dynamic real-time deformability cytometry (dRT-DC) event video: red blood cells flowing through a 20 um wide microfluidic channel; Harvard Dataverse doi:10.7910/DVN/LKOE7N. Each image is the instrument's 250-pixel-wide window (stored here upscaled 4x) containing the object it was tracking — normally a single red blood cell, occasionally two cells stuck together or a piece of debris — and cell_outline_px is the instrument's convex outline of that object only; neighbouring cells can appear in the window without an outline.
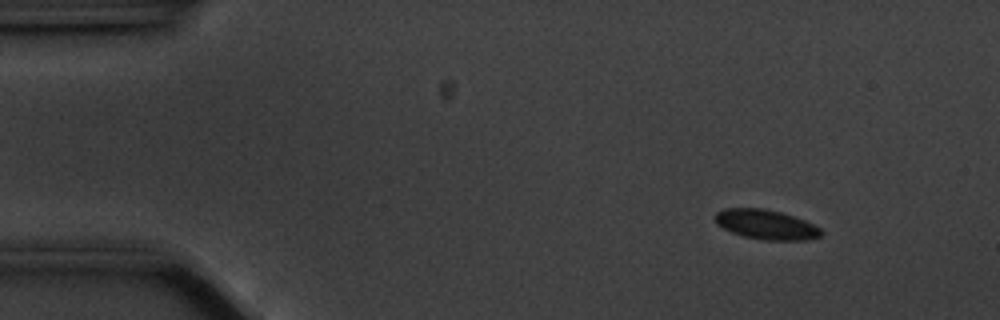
{"species": "common noctule bat (a hibernating species)", "species_latin": "Nyctalus noctula", "temperature_condition": "cold", "stored_images_in_passage": 56, "camera_frame_rate_fps": 3000, "um_per_image_px": 0.085, "animal": {"sex": "male", "body_mass_g": 20.1, "forearm_length_mm": 53.5}, "frame": {"image": 1, "passage_image": 6, "time_ms": 1.667, "image_size_px": [1000, 320], "cell_outline_px": [[824, 232], [820, 236], [804, 240], [764, 240], [744, 236], [732, 232], [716, 224], [716, 212], [724, 208], [764, 208], [780, 212], [804, 220], [820, 228]], "centroid_in_image_um": [65.11, 19.08], "position_along_channel_um": 19.9, "area_um2": 18.15}}
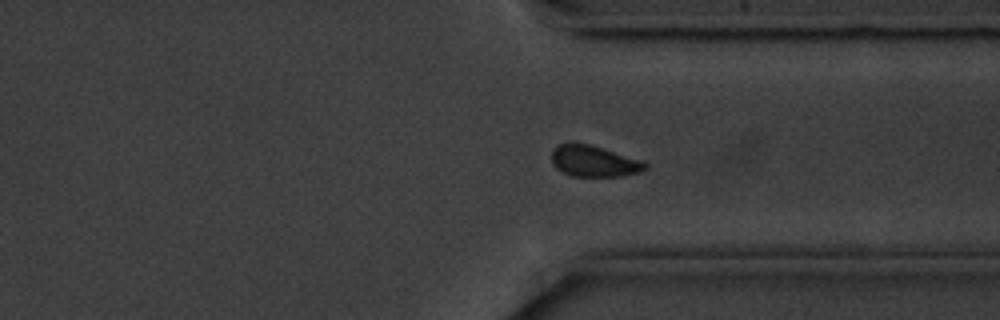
{"frame": {"image": 2, "passage_image": 42, "time_ms": 13.667, "image_size_px": [1000, 320], "cell_outline_px": [[648, 164], [640, 172], [620, 176], [572, 176], [556, 168], [552, 164], [552, 148], [556, 144], [568, 140], [576, 140], [644, 160]], "centroid_in_image_um": [50.43, 13.64], "position_along_channel_um": 361.0, "area_um2": 17.57}}
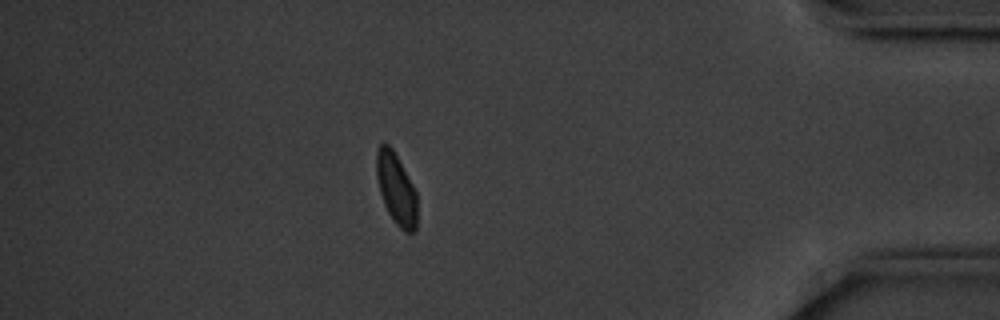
{"frame": {"image": 3, "passage_image": 49, "time_ms": 16.0, "image_size_px": [1000, 320], "cell_outline_px": [[416, 232], [404, 232], [396, 224], [388, 212], [384, 204], [380, 192], [376, 176], [376, 148], [380, 144], [388, 144], [392, 148], [412, 184], [416, 192]], "centroid_in_image_um": [33.66, 16.06], "position_along_channel_um": 401.5, "area_um2": 16.76}, "authors_computed_cell_mechanics": {"area_um2": 18.0914, "velocity_mm_per_s": 3.5162, "shape_relaxation_time_tau1_ms": 2.0364, "shape_relaxation_time_tau2_ms": null, "deformation_change_tau1": 0.0517, "deformation_change_tau2": null}}